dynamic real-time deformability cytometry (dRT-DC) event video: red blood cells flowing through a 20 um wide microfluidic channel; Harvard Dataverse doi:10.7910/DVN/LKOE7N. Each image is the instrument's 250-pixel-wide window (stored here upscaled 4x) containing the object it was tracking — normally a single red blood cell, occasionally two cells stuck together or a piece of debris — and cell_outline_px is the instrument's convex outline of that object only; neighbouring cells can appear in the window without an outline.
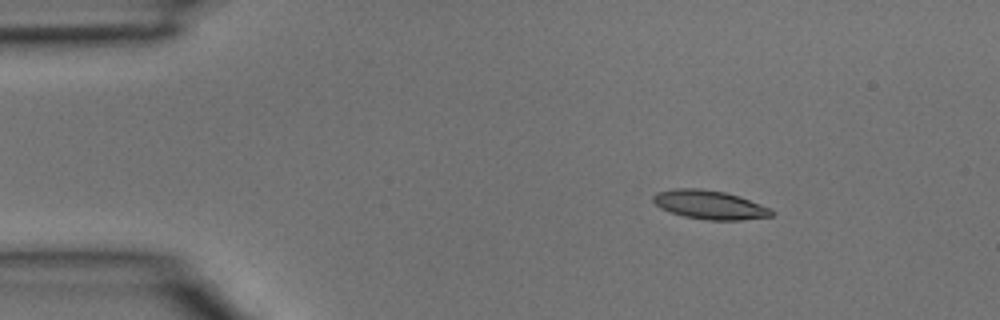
{"species": "common noctule bat (a hibernating species)", "species_latin": "Nyctalus noctula", "temperature_condition": "room temperature", "stored_images_in_passage": 2, "camera_frame_rate_fps": 3000, "um_per_image_px": 0.085, "animal": {"sex": "male", "body_mass_g": 15.6}, "frame": {"image": 1, "passage_image": 1, "time_ms": 0.0, "image_size_px": [1000, 320], "cell_outline_px": [[776, 212], [772, 216], [744, 220], [708, 220], [684, 216], [660, 208], [652, 200], [652, 196], [656, 192], [672, 188], [700, 188], [724, 192], [772, 208]], "centroid_in_image_um": [60.32, 17.4], "position_along_channel_um": 24.7, "area_um2": 19.88}}